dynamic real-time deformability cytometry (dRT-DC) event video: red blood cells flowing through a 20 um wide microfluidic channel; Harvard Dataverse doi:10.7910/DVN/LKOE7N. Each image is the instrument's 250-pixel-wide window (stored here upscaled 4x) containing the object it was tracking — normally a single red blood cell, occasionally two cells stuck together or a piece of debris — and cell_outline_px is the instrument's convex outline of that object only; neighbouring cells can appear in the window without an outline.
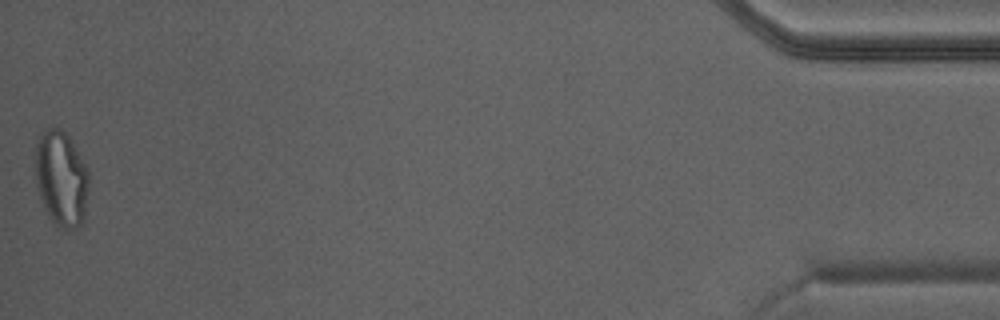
{"species": "Egyptian fruit bat (a non-hibernating species)", "species_latin": "Rousettus aegyptiacus", "temperature_condition": "warm", "stored_images_in_passage": 42, "camera_frame_rate_fps": 3000, "um_per_image_px": 0.085, "animal": {"sex": "male"}, "frame": {"image": 1, "passage_image": 42, "time_ms": 13.667, "image_size_px": [1000, 320], "cell_outline_px": [[88, 188], [84, 216], [80, 224], [68, 232], [60, 228], [48, 216], [40, 200], [36, 184], [32, 152], [40, 136], [48, 128], [60, 128], [68, 136], [84, 164], [88, 172]], "centroid_in_image_um": [5.15, 15.19], "position_along_channel_um": 430.1, "area_um2": 30.06}}